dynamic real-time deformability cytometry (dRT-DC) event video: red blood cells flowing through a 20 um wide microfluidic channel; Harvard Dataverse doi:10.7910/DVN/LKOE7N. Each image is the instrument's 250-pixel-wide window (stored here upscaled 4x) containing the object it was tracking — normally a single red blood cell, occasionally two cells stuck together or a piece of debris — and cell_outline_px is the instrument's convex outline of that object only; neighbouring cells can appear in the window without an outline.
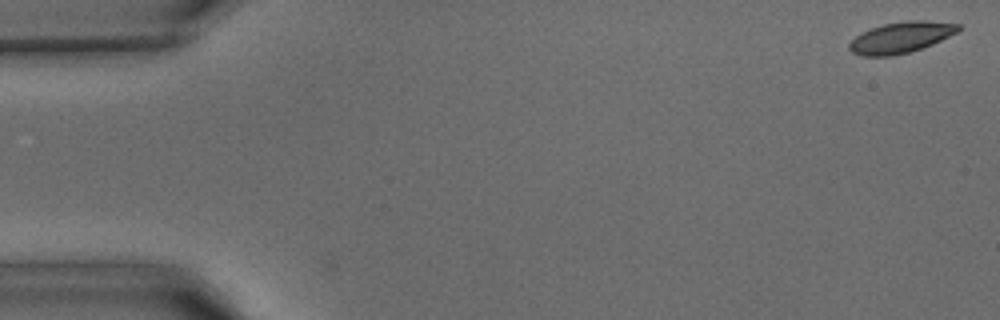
{"species": "common noctule bat (a hibernating species)", "species_latin": "Nyctalus noctula", "temperature_condition": "warm", "stored_images_in_passage": 42, "camera_frame_rate_fps": 3000, "um_per_image_px": 0.085, "animal": {"sex": "male", "body_mass_g": 15.6}, "frame": {"image": 1, "passage_image": 1, "time_ms": 0.0, "image_size_px": [1000, 320], "cell_outline_px": [[960, 28], [956, 32], [932, 44], [908, 52], [892, 56], [860, 56], [852, 52], [848, 48], [848, 44], [860, 32], [884, 24], [908, 20], [924, 20], [960, 24]], "centroid_in_image_um": [76.53, 3.18], "position_along_channel_um": 8.5, "area_um2": 19.54}}
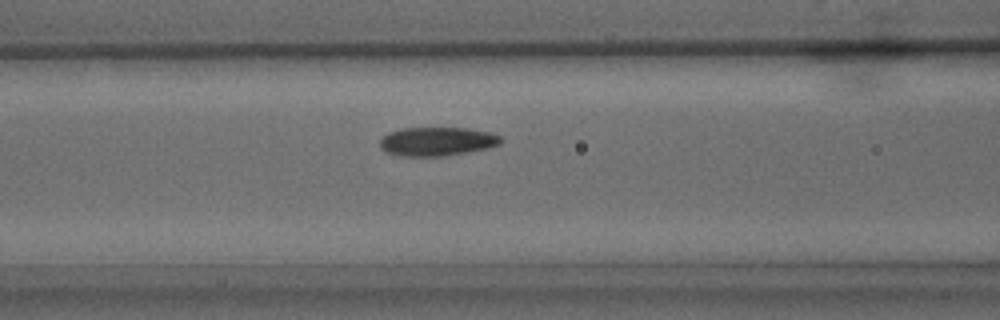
{"frame": {"image": 2, "passage_image": 17, "time_ms": 5.333, "image_size_px": [1000, 320], "cell_outline_px": [[504, 140], [500, 144], [488, 148], [444, 156], [404, 156], [388, 152], [380, 148], [380, 140], [388, 132], [404, 128], [468, 128], [488, 132], [500, 136]], "centroid_in_image_um": [37.17, 12.02], "position_along_channel_um": 129.4, "area_um2": 20.17}}
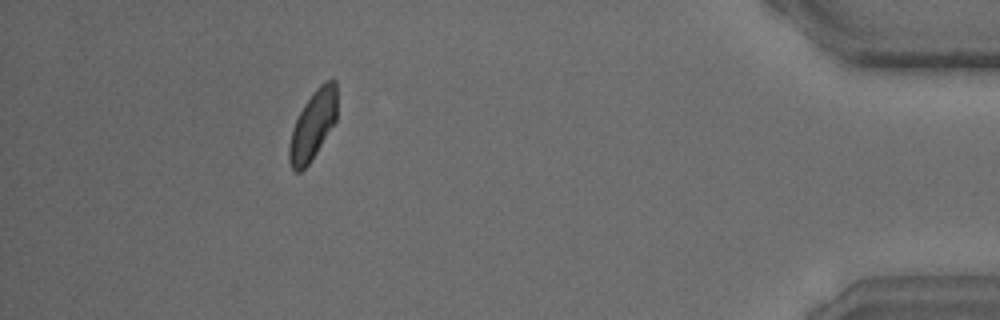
{"frame": {"image": 3, "passage_image": 38, "time_ms": 12.333, "image_size_px": [1000, 320], "cell_outline_px": [[336, 120], [316, 152], [308, 164], [300, 172], [296, 172], [292, 168], [288, 160], [288, 144], [292, 128], [304, 104], [312, 92], [324, 80], [336, 80]], "centroid_in_image_um": [26.57, 10.63], "position_along_channel_um": 408.6, "area_um2": 19.07}}